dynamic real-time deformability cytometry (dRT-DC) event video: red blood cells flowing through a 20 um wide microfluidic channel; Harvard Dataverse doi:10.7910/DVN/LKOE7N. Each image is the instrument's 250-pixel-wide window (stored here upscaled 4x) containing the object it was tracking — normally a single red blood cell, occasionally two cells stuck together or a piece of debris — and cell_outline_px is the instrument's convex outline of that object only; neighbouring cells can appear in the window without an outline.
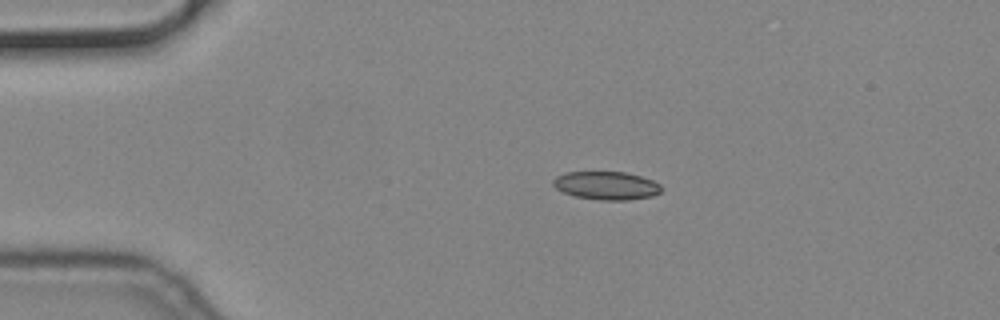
{"species": "common noctule bat (a hibernating species)", "species_latin": "Nyctalus noctula", "temperature_condition": "cold", "stored_images_in_passage": 45, "camera_frame_rate_fps": 3000, "um_per_image_px": 0.085, "animal": {"sex": "male", "body_mass_g": 19.2, "forearm_length_mm": 51.8}, "frame": {"image": 1, "passage_image": 1, "time_ms": 0.0, "image_size_px": [1000, 320], "cell_outline_px": [[664, 188], [660, 192], [652, 196], [632, 200], [600, 200], [576, 196], [564, 192], [556, 188], [552, 184], [552, 180], [556, 176], [564, 172], [624, 172], [640, 176], [652, 180], [660, 184]], "centroid_in_image_um": [51.56, 15.77], "position_along_channel_um": 33.4, "area_um2": 17.86}}
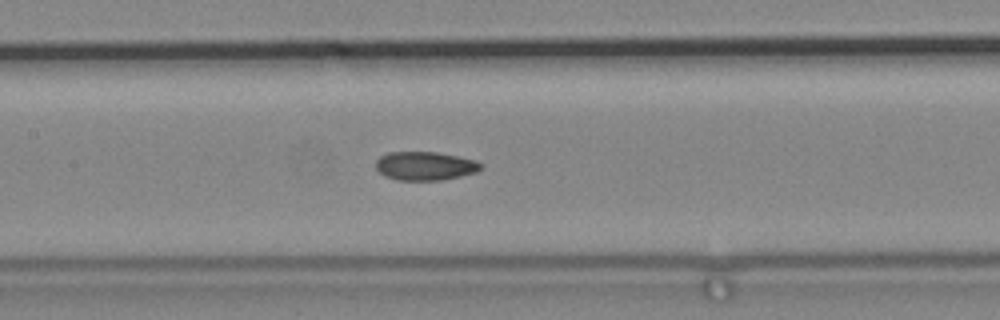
{"frame": {"image": 2, "passage_image": 16, "time_ms": 5.0, "image_size_px": [1000, 320], "cell_outline_px": [[484, 168], [476, 172], [460, 176], [440, 180], [396, 180], [384, 176], [376, 168], [376, 160], [380, 156], [388, 152], [436, 152], [476, 160], [484, 164]], "centroid_in_image_um": [36.14, 14.1], "position_along_channel_um": 171.3, "area_um2": 17.63}}
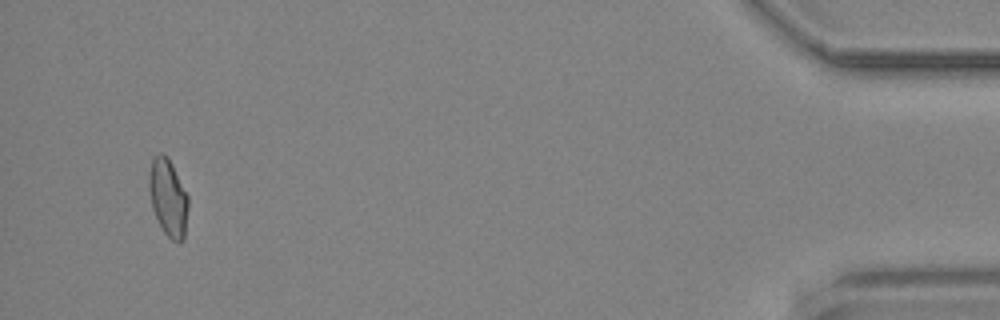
{"frame": {"image": 3, "passage_image": 43, "time_ms": 14.0, "image_size_px": [1000, 320], "cell_outline_px": [[188, 208], [184, 240], [172, 240], [164, 232], [152, 208], [148, 188], [148, 176], [152, 156], [160, 152], [164, 152], [168, 156], [188, 196]], "centroid_in_image_um": [14.27, 16.73], "position_along_channel_um": 420.9, "area_um2": 17.74}}